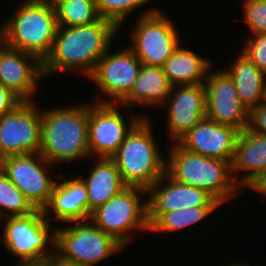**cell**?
<instances>
[{
	"label": "cell",
	"instance_id": "22",
	"mask_svg": "<svg viewBox=\"0 0 266 266\" xmlns=\"http://www.w3.org/2000/svg\"><path fill=\"white\" fill-rule=\"evenodd\" d=\"M173 85L162 67L141 66L138 78L129 95L120 103L124 108L140 105L162 108L171 93Z\"/></svg>",
	"mask_w": 266,
	"mask_h": 266
},
{
	"label": "cell",
	"instance_id": "26",
	"mask_svg": "<svg viewBox=\"0 0 266 266\" xmlns=\"http://www.w3.org/2000/svg\"><path fill=\"white\" fill-rule=\"evenodd\" d=\"M58 26L87 25L97 21L96 0H66L55 7Z\"/></svg>",
	"mask_w": 266,
	"mask_h": 266
},
{
	"label": "cell",
	"instance_id": "12",
	"mask_svg": "<svg viewBox=\"0 0 266 266\" xmlns=\"http://www.w3.org/2000/svg\"><path fill=\"white\" fill-rule=\"evenodd\" d=\"M34 101H22L0 117V160L4 157L40 153L41 110Z\"/></svg>",
	"mask_w": 266,
	"mask_h": 266
},
{
	"label": "cell",
	"instance_id": "37",
	"mask_svg": "<svg viewBox=\"0 0 266 266\" xmlns=\"http://www.w3.org/2000/svg\"><path fill=\"white\" fill-rule=\"evenodd\" d=\"M16 266H44L43 264H17Z\"/></svg>",
	"mask_w": 266,
	"mask_h": 266
},
{
	"label": "cell",
	"instance_id": "21",
	"mask_svg": "<svg viewBox=\"0 0 266 266\" xmlns=\"http://www.w3.org/2000/svg\"><path fill=\"white\" fill-rule=\"evenodd\" d=\"M78 177L86 185L90 213L127 187L112 158L98 157L87 178Z\"/></svg>",
	"mask_w": 266,
	"mask_h": 266
},
{
	"label": "cell",
	"instance_id": "13",
	"mask_svg": "<svg viewBox=\"0 0 266 266\" xmlns=\"http://www.w3.org/2000/svg\"><path fill=\"white\" fill-rule=\"evenodd\" d=\"M123 49L113 53L109 48L88 78L107 97L95 102L120 104L131 92L142 63L129 47Z\"/></svg>",
	"mask_w": 266,
	"mask_h": 266
},
{
	"label": "cell",
	"instance_id": "9",
	"mask_svg": "<svg viewBox=\"0 0 266 266\" xmlns=\"http://www.w3.org/2000/svg\"><path fill=\"white\" fill-rule=\"evenodd\" d=\"M131 30V47L143 65L162 67L179 46L175 22L158 8H148Z\"/></svg>",
	"mask_w": 266,
	"mask_h": 266
},
{
	"label": "cell",
	"instance_id": "6",
	"mask_svg": "<svg viewBox=\"0 0 266 266\" xmlns=\"http://www.w3.org/2000/svg\"><path fill=\"white\" fill-rule=\"evenodd\" d=\"M143 195L147 191L127 186L93 210L90 220L125 248L134 239V231H149L147 197L142 199Z\"/></svg>",
	"mask_w": 266,
	"mask_h": 266
},
{
	"label": "cell",
	"instance_id": "10",
	"mask_svg": "<svg viewBox=\"0 0 266 266\" xmlns=\"http://www.w3.org/2000/svg\"><path fill=\"white\" fill-rule=\"evenodd\" d=\"M94 103H89L88 140L90 158L95 156L96 158H111L118 151L128 133L145 115H131L130 123L127 124L124 115L122 116L119 112L123 105Z\"/></svg>",
	"mask_w": 266,
	"mask_h": 266
},
{
	"label": "cell",
	"instance_id": "35",
	"mask_svg": "<svg viewBox=\"0 0 266 266\" xmlns=\"http://www.w3.org/2000/svg\"><path fill=\"white\" fill-rule=\"evenodd\" d=\"M47 4H49L52 7H55L57 4H59L60 2L66 1V0H41Z\"/></svg>",
	"mask_w": 266,
	"mask_h": 266
},
{
	"label": "cell",
	"instance_id": "7",
	"mask_svg": "<svg viewBox=\"0 0 266 266\" xmlns=\"http://www.w3.org/2000/svg\"><path fill=\"white\" fill-rule=\"evenodd\" d=\"M4 218L6 224L0 242L4 243L8 253L19 259L18 264H42L55 250V228L52 230L42 209L26 216Z\"/></svg>",
	"mask_w": 266,
	"mask_h": 266
},
{
	"label": "cell",
	"instance_id": "15",
	"mask_svg": "<svg viewBox=\"0 0 266 266\" xmlns=\"http://www.w3.org/2000/svg\"><path fill=\"white\" fill-rule=\"evenodd\" d=\"M44 80L43 62L36 56L9 47L0 40V83L22 101H34Z\"/></svg>",
	"mask_w": 266,
	"mask_h": 266
},
{
	"label": "cell",
	"instance_id": "36",
	"mask_svg": "<svg viewBox=\"0 0 266 266\" xmlns=\"http://www.w3.org/2000/svg\"><path fill=\"white\" fill-rule=\"evenodd\" d=\"M239 262V263H238ZM238 262L236 261V262H233V264H231V263H229V265H226V266H251L250 264L248 265L247 263H245V262H240L239 260H238Z\"/></svg>",
	"mask_w": 266,
	"mask_h": 266
},
{
	"label": "cell",
	"instance_id": "14",
	"mask_svg": "<svg viewBox=\"0 0 266 266\" xmlns=\"http://www.w3.org/2000/svg\"><path fill=\"white\" fill-rule=\"evenodd\" d=\"M207 118L242 132L247 128L248 109L241 103L232 78L225 70L208 71L203 83Z\"/></svg>",
	"mask_w": 266,
	"mask_h": 266
},
{
	"label": "cell",
	"instance_id": "33",
	"mask_svg": "<svg viewBox=\"0 0 266 266\" xmlns=\"http://www.w3.org/2000/svg\"><path fill=\"white\" fill-rule=\"evenodd\" d=\"M42 264L44 266H84L62 257L55 250L44 259Z\"/></svg>",
	"mask_w": 266,
	"mask_h": 266
},
{
	"label": "cell",
	"instance_id": "5",
	"mask_svg": "<svg viewBox=\"0 0 266 266\" xmlns=\"http://www.w3.org/2000/svg\"><path fill=\"white\" fill-rule=\"evenodd\" d=\"M149 120L143 117L111 157L126 186L145 191L165 174L166 165V156L158 149Z\"/></svg>",
	"mask_w": 266,
	"mask_h": 266
},
{
	"label": "cell",
	"instance_id": "34",
	"mask_svg": "<svg viewBox=\"0 0 266 266\" xmlns=\"http://www.w3.org/2000/svg\"><path fill=\"white\" fill-rule=\"evenodd\" d=\"M249 187V188H248ZM247 189L255 190V193H260L266 196V170L261 172L256 178H254L247 186Z\"/></svg>",
	"mask_w": 266,
	"mask_h": 266
},
{
	"label": "cell",
	"instance_id": "20",
	"mask_svg": "<svg viewBox=\"0 0 266 266\" xmlns=\"http://www.w3.org/2000/svg\"><path fill=\"white\" fill-rule=\"evenodd\" d=\"M231 169L233 179L241 189L246 188L254 178L264 172L266 170V135L253 133L247 129L240 132ZM238 174H242L241 177Z\"/></svg>",
	"mask_w": 266,
	"mask_h": 266
},
{
	"label": "cell",
	"instance_id": "11",
	"mask_svg": "<svg viewBox=\"0 0 266 266\" xmlns=\"http://www.w3.org/2000/svg\"><path fill=\"white\" fill-rule=\"evenodd\" d=\"M52 166L40 153L11 155L0 160V169L35 209L42 210L49 203L56 183L47 170Z\"/></svg>",
	"mask_w": 266,
	"mask_h": 266
},
{
	"label": "cell",
	"instance_id": "23",
	"mask_svg": "<svg viewBox=\"0 0 266 266\" xmlns=\"http://www.w3.org/2000/svg\"><path fill=\"white\" fill-rule=\"evenodd\" d=\"M239 54L230 68L225 69V71L232 78L241 103L249 110L265 101L266 73L260 70L243 53Z\"/></svg>",
	"mask_w": 266,
	"mask_h": 266
},
{
	"label": "cell",
	"instance_id": "27",
	"mask_svg": "<svg viewBox=\"0 0 266 266\" xmlns=\"http://www.w3.org/2000/svg\"><path fill=\"white\" fill-rule=\"evenodd\" d=\"M35 210L25 195L0 169V218L26 216Z\"/></svg>",
	"mask_w": 266,
	"mask_h": 266
},
{
	"label": "cell",
	"instance_id": "18",
	"mask_svg": "<svg viewBox=\"0 0 266 266\" xmlns=\"http://www.w3.org/2000/svg\"><path fill=\"white\" fill-rule=\"evenodd\" d=\"M166 183V185L164 184ZM148 213H166L193 207L222 205L206 191L179 183L166 173L147 191Z\"/></svg>",
	"mask_w": 266,
	"mask_h": 266
},
{
	"label": "cell",
	"instance_id": "19",
	"mask_svg": "<svg viewBox=\"0 0 266 266\" xmlns=\"http://www.w3.org/2000/svg\"><path fill=\"white\" fill-rule=\"evenodd\" d=\"M62 174L63 176L57 175L50 201L43 209L47 221H50L48 216L53 214L54 219L61 224L89 220L91 213L88 210V192L85 183L78 176L67 179L65 172Z\"/></svg>",
	"mask_w": 266,
	"mask_h": 266
},
{
	"label": "cell",
	"instance_id": "2",
	"mask_svg": "<svg viewBox=\"0 0 266 266\" xmlns=\"http://www.w3.org/2000/svg\"><path fill=\"white\" fill-rule=\"evenodd\" d=\"M88 119L89 103L42 108L40 154L52 165L88 160Z\"/></svg>",
	"mask_w": 266,
	"mask_h": 266
},
{
	"label": "cell",
	"instance_id": "28",
	"mask_svg": "<svg viewBox=\"0 0 266 266\" xmlns=\"http://www.w3.org/2000/svg\"><path fill=\"white\" fill-rule=\"evenodd\" d=\"M150 2L151 0H96V8L100 18L109 20L120 29L130 14Z\"/></svg>",
	"mask_w": 266,
	"mask_h": 266
},
{
	"label": "cell",
	"instance_id": "17",
	"mask_svg": "<svg viewBox=\"0 0 266 266\" xmlns=\"http://www.w3.org/2000/svg\"><path fill=\"white\" fill-rule=\"evenodd\" d=\"M239 134L240 132L233 127L205 118L177 143L187 151L232 163Z\"/></svg>",
	"mask_w": 266,
	"mask_h": 266
},
{
	"label": "cell",
	"instance_id": "3",
	"mask_svg": "<svg viewBox=\"0 0 266 266\" xmlns=\"http://www.w3.org/2000/svg\"><path fill=\"white\" fill-rule=\"evenodd\" d=\"M171 143L165 165L170 178L206 191L221 204L235 197L237 190L241 191L233 179L229 161L205 157L187 151L177 142Z\"/></svg>",
	"mask_w": 266,
	"mask_h": 266
},
{
	"label": "cell",
	"instance_id": "32",
	"mask_svg": "<svg viewBox=\"0 0 266 266\" xmlns=\"http://www.w3.org/2000/svg\"><path fill=\"white\" fill-rule=\"evenodd\" d=\"M22 100L0 83V117L13 110Z\"/></svg>",
	"mask_w": 266,
	"mask_h": 266
},
{
	"label": "cell",
	"instance_id": "25",
	"mask_svg": "<svg viewBox=\"0 0 266 266\" xmlns=\"http://www.w3.org/2000/svg\"><path fill=\"white\" fill-rule=\"evenodd\" d=\"M218 207H193L166 213H148L149 232L163 233L181 231L205 220Z\"/></svg>",
	"mask_w": 266,
	"mask_h": 266
},
{
	"label": "cell",
	"instance_id": "1",
	"mask_svg": "<svg viewBox=\"0 0 266 266\" xmlns=\"http://www.w3.org/2000/svg\"><path fill=\"white\" fill-rule=\"evenodd\" d=\"M118 30L103 18L87 25L59 26L51 52L43 61L44 77L77 71L88 79L97 62L111 48Z\"/></svg>",
	"mask_w": 266,
	"mask_h": 266
},
{
	"label": "cell",
	"instance_id": "30",
	"mask_svg": "<svg viewBox=\"0 0 266 266\" xmlns=\"http://www.w3.org/2000/svg\"><path fill=\"white\" fill-rule=\"evenodd\" d=\"M249 35L240 52L266 73V33Z\"/></svg>",
	"mask_w": 266,
	"mask_h": 266
},
{
	"label": "cell",
	"instance_id": "29",
	"mask_svg": "<svg viewBox=\"0 0 266 266\" xmlns=\"http://www.w3.org/2000/svg\"><path fill=\"white\" fill-rule=\"evenodd\" d=\"M243 7V20L250 33H266V0H244Z\"/></svg>",
	"mask_w": 266,
	"mask_h": 266
},
{
	"label": "cell",
	"instance_id": "31",
	"mask_svg": "<svg viewBox=\"0 0 266 266\" xmlns=\"http://www.w3.org/2000/svg\"><path fill=\"white\" fill-rule=\"evenodd\" d=\"M247 130L266 135V102H261L248 110Z\"/></svg>",
	"mask_w": 266,
	"mask_h": 266
},
{
	"label": "cell",
	"instance_id": "24",
	"mask_svg": "<svg viewBox=\"0 0 266 266\" xmlns=\"http://www.w3.org/2000/svg\"><path fill=\"white\" fill-rule=\"evenodd\" d=\"M210 61L180 43L162 69L173 86L203 84L212 66Z\"/></svg>",
	"mask_w": 266,
	"mask_h": 266
},
{
	"label": "cell",
	"instance_id": "8",
	"mask_svg": "<svg viewBox=\"0 0 266 266\" xmlns=\"http://www.w3.org/2000/svg\"><path fill=\"white\" fill-rule=\"evenodd\" d=\"M65 225L55 228V251L78 264L96 266L124 248L90 219Z\"/></svg>",
	"mask_w": 266,
	"mask_h": 266
},
{
	"label": "cell",
	"instance_id": "16",
	"mask_svg": "<svg viewBox=\"0 0 266 266\" xmlns=\"http://www.w3.org/2000/svg\"><path fill=\"white\" fill-rule=\"evenodd\" d=\"M164 104L168 105L167 133L173 143L207 118L203 84L173 86Z\"/></svg>",
	"mask_w": 266,
	"mask_h": 266
},
{
	"label": "cell",
	"instance_id": "4",
	"mask_svg": "<svg viewBox=\"0 0 266 266\" xmlns=\"http://www.w3.org/2000/svg\"><path fill=\"white\" fill-rule=\"evenodd\" d=\"M12 15L0 22V40L43 62L51 52L59 27L55 8L41 0H24Z\"/></svg>",
	"mask_w": 266,
	"mask_h": 266
}]
</instances>
